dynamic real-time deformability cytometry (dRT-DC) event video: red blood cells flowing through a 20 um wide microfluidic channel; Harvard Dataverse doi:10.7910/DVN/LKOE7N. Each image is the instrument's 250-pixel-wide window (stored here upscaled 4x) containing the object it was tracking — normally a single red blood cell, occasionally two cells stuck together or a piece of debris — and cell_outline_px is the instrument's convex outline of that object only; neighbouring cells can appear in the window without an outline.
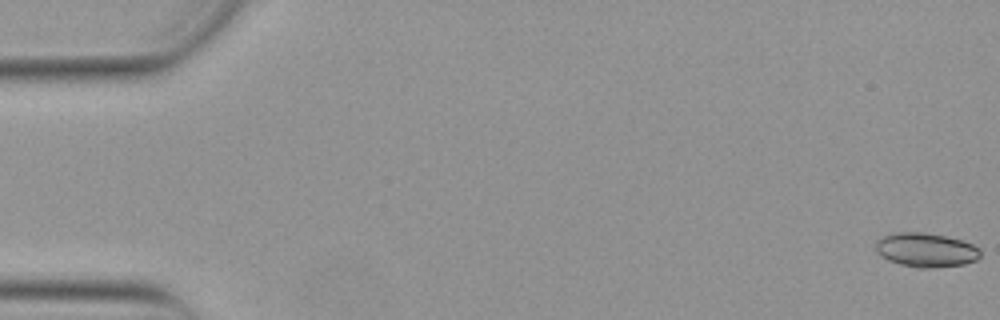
{"species": "Egyptian fruit bat (a non-hibernating species)", "species_latin": "Rousettus aegyptiacus", "temperature_condition": "warm", "stored_images_in_passage": 53, "camera_frame_rate_fps": 3000, "um_per_image_px": 0.085, "animal": {"sex": "female"}, "frame": {"image": 1, "passage_image": 1, "time_ms": 0.0, "image_size_px": [1000, 320], "cell_outline_px": [[980, 256], [976, 260], [964, 264], [936, 268], [916, 268], [900, 264], [888, 260], [880, 256], [876, 252], [876, 240], [884, 236], [896, 232], [924, 232], [944, 236], [960, 240], [972, 244], [980, 248]], "centroid_in_image_um": [78.69, 21.26], "position_along_channel_um": 6.3, "area_um2": 20.92}}
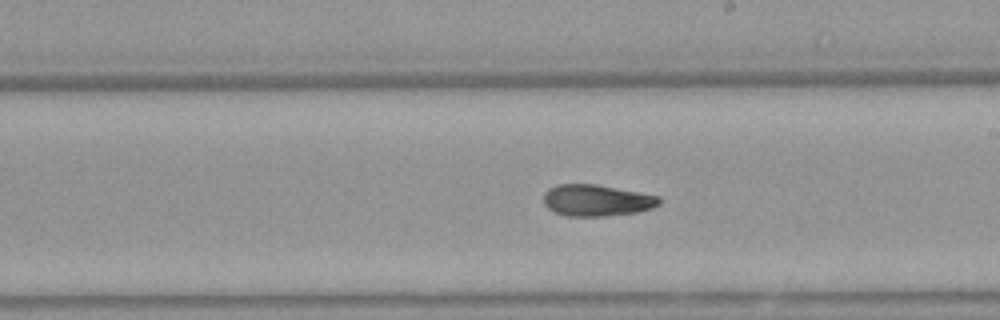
{"frame": {"image": 2, "passage_image": 31, "time_ms": 10.0, "image_size_px": [1000, 320], "cell_outline_px": [[660, 204], [652, 208], [636, 212], [604, 216], [568, 216], [552, 212], [544, 204], [544, 192], [548, 188], [556, 184], [596, 184], [640, 192], [660, 196]], "centroid_in_image_um": [50.69, 17.02], "position_along_channel_um": 238.3, "area_um2": 21.39}}
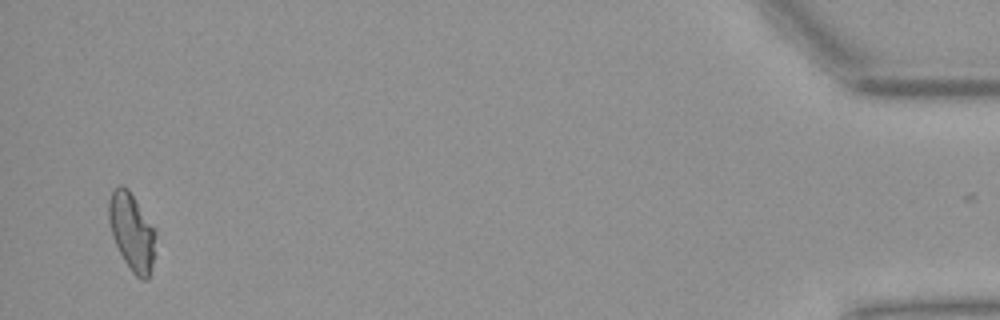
{"frame": {"image": 3, "passage_image": 52, "time_ms": 17.0, "image_size_px": [1000, 320], "cell_outline_px": [[156, 232], [152, 268], [148, 280], [140, 280], [132, 272], [124, 260], [112, 236], [108, 220], [108, 200], [112, 188], [120, 184], [128, 188]], "centroid_in_image_um": [11.18, 19.69], "position_along_channel_um": 424.0, "area_um2": 21.15}, "authors_computed_cell_mechanics": {"area_um2": 21.2704, "velocity_mm_per_s": 3.8675, "shape_relaxation_time_tau1_ms": 8.0524, "shape_relaxation_time_tau2_ms": 6.8273, "deformation_change_tau1": 0.193, "deformation_change_tau2": 0.1389}}